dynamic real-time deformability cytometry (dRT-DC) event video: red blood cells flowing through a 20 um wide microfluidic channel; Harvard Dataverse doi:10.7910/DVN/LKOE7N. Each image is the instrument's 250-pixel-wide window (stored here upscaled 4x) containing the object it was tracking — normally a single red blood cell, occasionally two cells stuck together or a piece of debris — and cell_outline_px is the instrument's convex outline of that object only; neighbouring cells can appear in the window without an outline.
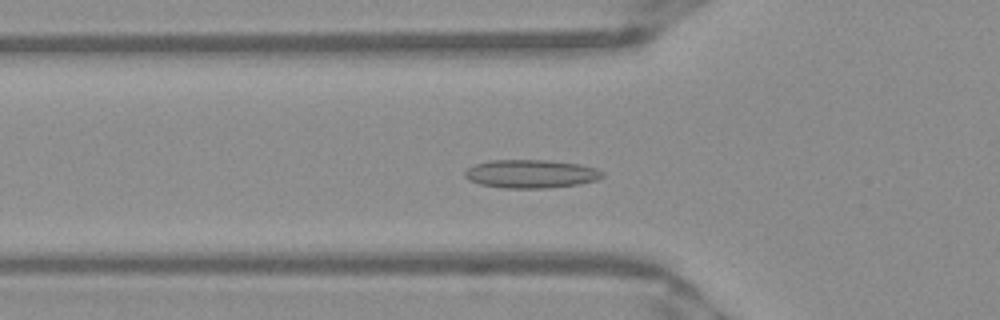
{"species": "Egyptian fruit bat (a non-hibernating species)", "species_latin": "Rousettus aegyptiacus", "temperature_condition": "warm", "stored_images_in_passage": 52, "camera_frame_rate_fps": 3000, "um_per_image_px": 0.085, "frame": {"image": 1, "passage_image": 18, "time_ms": 5.667, "image_size_px": [1000, 320], "cell_outline_px": [[604, 176], [596, 180], [580, 184], [548, 188], [504, 188], [480, 184], [468, 180], [464, 176], [464, 172], [468, 168], [476, 164], [488, 160], [544, 160], [580, 164], [596, 168], [604, 172]], "centroid_in_image_um": [45.13, 14.78], "position_along_channel_um": 80.7, "area_um2": 22.83}}
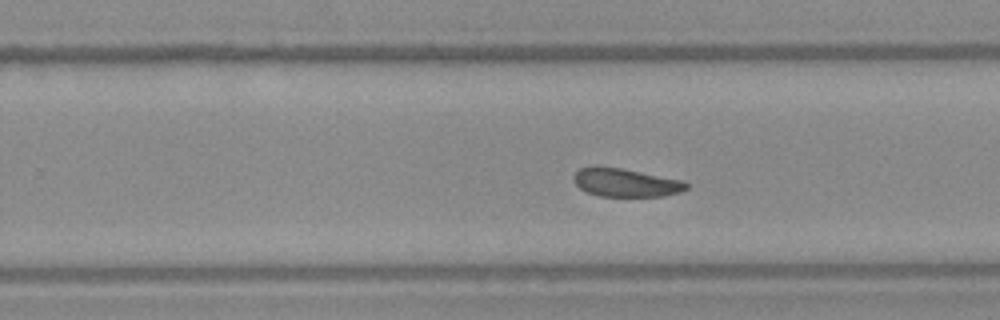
{"frame": {"image": 2, "passage_image": 33, "time_ms": 10.667, "image_size_px": [1000, 320], "cell_outline_px": [[688, 188], [680, 192], [664, 196], [600, 196], [588, 192], [580, 188], [572, 180], [572, 176], [580, 168], [592, 164], [596, 164], [620, 168], [684, 180], [688, 184]], "centroid_in_image_um": [53.15, 15.49], "position_along_channel_um": 276.7, "area_um2": 18.9}}
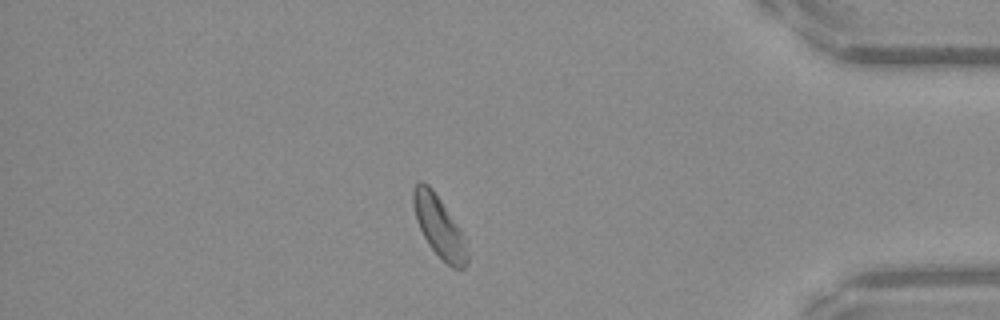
{"frame": {"image": 3, "passage_image": 45, "time_ms": 14.667, "image_size_px": [1000, 320], "cell_outline_px": [[468, 264], [464, 268], [452, 268], [428, 244], [416, 220], [412, 204], [412, 188], [420, 180], [428, 184], [432, 188], [460, 228], [468, 256]], "centroid_in_image_um": [37.29, 19.22], "position_along_channel_um": 397.9, "area_um2": 18.96}, "authors_computed_cell_mechanics": {"area_um2": 19.941, "velocity_mm_per_s": 3.9033, "shape_relaxation_time_tau1_ms": null, "shape_relaxation_time_tau2_ms": 3.4739, "deformation_change_tau1": null, "deformation_change_tau2": 0.0764}}